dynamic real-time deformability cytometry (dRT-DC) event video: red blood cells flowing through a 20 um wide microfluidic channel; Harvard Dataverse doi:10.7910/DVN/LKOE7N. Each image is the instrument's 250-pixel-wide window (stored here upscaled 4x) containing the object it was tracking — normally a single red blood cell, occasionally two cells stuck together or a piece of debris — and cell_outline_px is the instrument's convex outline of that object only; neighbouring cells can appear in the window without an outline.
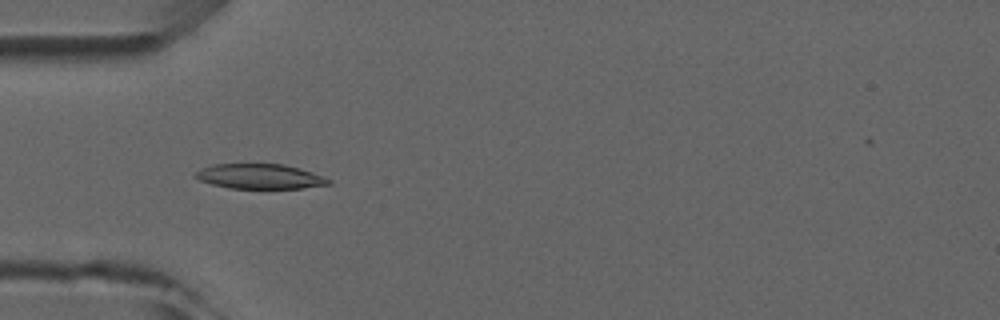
{"species": "common noctule bat (a hibernating species)", "species_latin": "Nyctalus noctula", "temperature_condition": "room temperature", "stored_images_in_passage": 5, "camera_frame_rate_fps": 3000, "um_per_image_px": 0.085, "animal": {"sex": "male", "forearm_length_mm": 52.5}, "frame": {"image": 1, "passage_image": 5, "time_ms": 4.667, "image_size_px": [1000, 320], "cell_outline_px": [[332, 184], [300, 188], [228, 188], [212, 184], [200, 180], [192, 176], [200, 168], [212, 164], [284, 164], [300, 168], [324, 176], [332, 180]], "centroid_in_image_um": [22.09, 14.99], "position_along_channel_um": 62.9, "area_um2": 19.42}}